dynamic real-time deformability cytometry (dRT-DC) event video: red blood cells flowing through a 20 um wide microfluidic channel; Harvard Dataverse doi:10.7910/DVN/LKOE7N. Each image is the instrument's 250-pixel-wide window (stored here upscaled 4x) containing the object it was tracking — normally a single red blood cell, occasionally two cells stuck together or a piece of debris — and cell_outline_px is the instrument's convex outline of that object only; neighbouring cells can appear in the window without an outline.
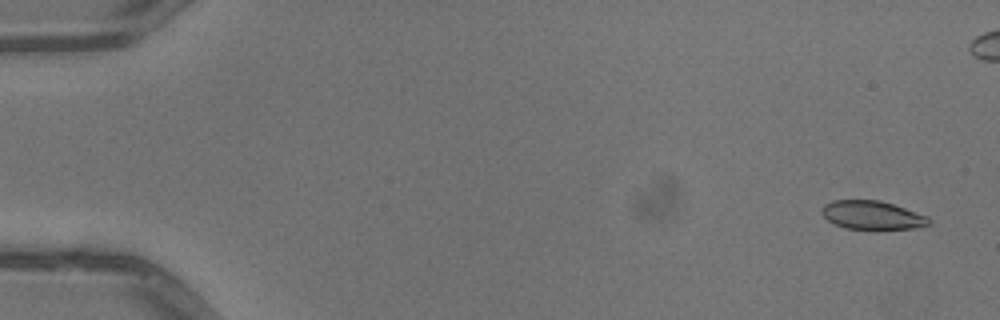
{"species": "common noctule bat (a hibernating species)", "species_latin": "Nyctalus noctula", "temperature_condition": "warm", "stored_images_in_passage": 30, "camera_frame_rate_fps": 3000, "um_per_image_px": 0.085, "animal": {"sex": "male", "body_mass_g": 13.3}, "frame": {"image": 1, "passage_image": 3, "time_ms": 0.667, "image_size_px": [1000, 320], "cell_outline_px": [[932, 224], [920, 228], [876, 232], [844, 228], [828, 220], [820, 212], [820, 208], [824, 204], [832, 200], [880, 200], [928, 216], [932, 220]], "centroid_in_image_um": [74.18, 18.34], "position_along_channel_um": 10.8, "area_um2": 18.84}}
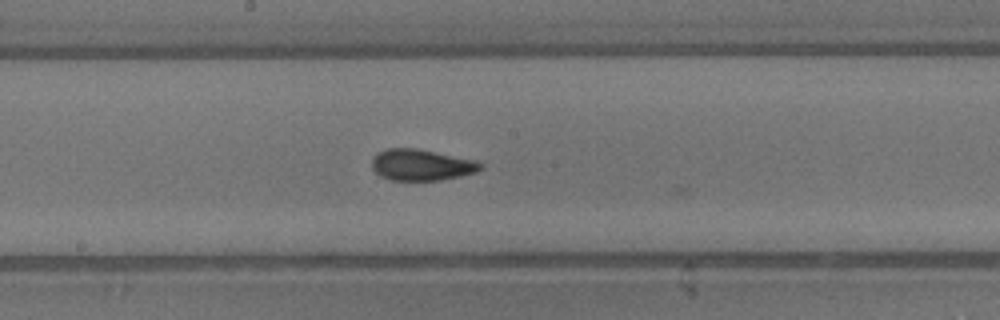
{"frame": {"image": 2, "passage_image": 29, "time_ms": 9.333, "image_size_px": [1000, 320], "cell_outline_px": [[484, 168], [476, 172], [460, 176], [440, 180], [392, 180], [380, 176], [372, 168], [372, 160], [380, 152], [388, 148], [416, 148], [476, 160], [484, 164]], "centroid_in_image_um": [35.87, 14.02], "position_along_channel_um": 212.3, "area_um2": 19.71}}